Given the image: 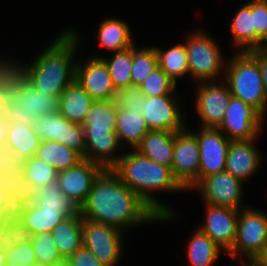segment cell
Returning <instances> with one entry per match:
<instances>
[{
	"label": "cell",
	"mask_w": 267,
	"mask_h": 266,
	"mask_svg": "<svg viewBox=\"0 0 267 266\" xmlns=\"http://www.w3.org/2000/svg\"><path fill=\"white\" fill-rule=\"evenodd\" d=\"M80 214L83 219L108 224L123 232L128 227L160 221V216L111 169H104L94 180Z\"/></svg>",
	"instance_id": "obj_1"
},
{
	"label": "cell",
	"mask_w": 267,
	"mask_h": 266,
	"mask_svg": "<svg viewBox=\"0 0 267 266\" xmlns=\"http://www.w3.org/2000/svg\"><path fill=\"white\" fill-rule=\"evenodd\" d=\"M111 170L160 216V222H166L175 217L171 207L159 202L152 194L154 191L185 190L174 178L171 167L161 165L131 150L123 153Z\"/></svg>",
	"instance_id": "obj_2"
},
{
	"label": "cell",
	"mask_w": 267,
	"mask_h": 266,
	"mask_svg": "<svg viewBox=\"0 0 267 266\" xmlns=\"http://www.w3.org/2000/svg\"><path fill=\"white\" fill-rule=\"evenodd\" d=\"M78 35L72 27L66 29L38 56L36 55L29 65H25V79L35 89L46 95L60 96L75 80L74 57L81 40Z\"/></svg>",
	"instance_id": "obj_3"
},
{
	"label": "cell",
	"mask_w": 267,
	"mask_h": 266,
	"mask_svg": "<svg viewBox=\"0 0 267 266\" xmlns=\"http://www.w3.org/2000/svg\"><path fill=\"white\" fill-rule=\"evenodd\" d=\"M118 108L113 100L94 101L82 124L84 129L86 160L112 169L119 161L121 147L116 133Z\"/></svg>",
	"instance_id": "obj_4"
},
{
	"label": "cell",
	"mask_w": 267,
	"mask_h": 266,
	"mask_svg": "<svg viewBox=\"0 0 267 266\" xmlns=\"http://www.w3.org/2000/svg\"><path fill=\"white\" fill-rule=\"evenodd\" d=\"M226 62L224 81L232 96L255 108L264 118L267 112V94L256 59L248 52L234 53Z\"/></svg>",
	"instance_id": "obj_5"
},
{
	"label": "cell",
	"mask_w": 267,
	"mask_h": 266,
	"mask_svg": "<svg viewBox=\"0 0 267 266\" xmlns=\"http://www.w3.org/2000/svg\"><path fill=\"white\" fill-rule=\"evenodd\" d=\"M59 96L45 94L24 79L13 94H7L1 116L7 123L34 125V120L58 111Z\"/></svg>",
	"instance_id": "obj_6"
},
{
	"label": "cell",
	"mask_w": 267,
	"mask_h": 266,
	"mask_svg": "<svg viewBox=\"0 0 267 266\" xmlns=\"http://www.w3.org/2000/svg\"><path fill=\"white\" fill-rule=\"evenodd\" d=\"M187 50L189 75L196 82L216 81V77L225 71L226 61L223 60L218 44L204 31H194L184 42Z\"/></svg>",
	"instance_id": "obj_7"
},
{
	"label": "cell",
	"mask_w": 267,
	"mask_h": 266,
	"mask_svg": "<svg viewBox=\"0 0 267 266\" xmlns=\"http://www.w3.org/2000/svg\"><path fill=\"white\" fill-rule=\"evenodd\" d=\"M267 245V214L260 209L239 210L236 238L227 253L233 259L239 255L254 260Z\"/></svg>",
	"instance_id": "obj_8"
},
{
	"label": "cell",
	"mask_w": 267,
	"mask_h": 266,
	"mask_svg": "<svg viewBox=\"0 0 267 266\" xmlns=\"http://www.w3.org/2000/svg\"><path fill=\"white\" fill-rule=\"evenodd\" d=\"M122 233L116 227L82 218L83 247L106 266H117L121 259Z\"/></svg>",
	"instance_id": "obj_9"
},
{
	"label": "cell",
	"mask_w": 267,
	"mask_h": 266,
	"mask_svg": "<svg viewBox=\"0 0 267 266\" xmlns=\"http://www.w3.org/2000/svg\"><path fill=\"white\" fill-rule=\"evenodd\" d=\"M200 150L196 135L187 128L174 134L171 170L174 178L185 190L199 184Z\"/></svg>",
	"instance_id": "obj_10"
},
{
	"label": "cell",
	"mask_w": 267,
	"mask_h": 266,
	"mask_svg": "<svg viewBox=\"0 0 267 266\" xmlns=\"http://www.w3.org/2000/svg\"><path fill=\"white\" fill-rule=\"evenodd\" d=\"M264 119L251 105L231 96L224 119L217 129L230 141L257 139Z\"/></svg>",
	"instance_id": "obj_11"
},
{
	"label": "cell",
	"mask_w": 267,
	"mask_h": 266,
	"mask_svg": "<svg viewBox=\"0 0 267 266\" xmlns=\"http://www.w3.org/2000/svg\"><path fill=\"white\" fill-rule=\"evenodd\" d=\"M34 132L40 141L60 142L85 156L84 129L82 124L68 121L59 111L45 114L34 120Z\"/></svg>",
	"instance_id": "obj_12"
},
{
	"label": "cell",
	"mask_w": 267,
	"mask_h": 266,
	"mask_svg": "<svg viewBox=\"0 0 267 266\" xmlns=\"http://www.w3.org/2000/svg\"><path fill=\"white\" fill-rule=\"evenodd\" d=\"M218 81L200 82L195 99V110L202 128H218L232 96L227 83Z\"/></svg>",
	"instance_id": "obj_13"
},
{
	"label": "cell",
	"mask_w": 267,
	"mask_h": 266,
	"mask_svg": "<svg viewBox=\"0 0 267 266\" xmlns=\"http://www.w3.org/2000/svg\"><path fill=\"white\" fill-rule=\"evenodd\" d=\"M244 183L227 171L204 178L193 191H198L205 204L240 210Z\"/></svg>",
	"instance_id": "obj_14"
},
{
	"label": "cell",
	"mask_w": 267,
	"mask_h": 266,
	"mask_svg": "<svg viewBox=\"0 0 267 266\" xmlns=\"http://www.w3.org/2000/svg\"><path fill=\"white\" fill-rule=\"evenodd\" d=\"M178 94L145 97L141 114L149 130L179 132L186 128L182 109L179 108Z\"/></svg>",
	"instance_id": "obj_15"
},
{
	"label": "cell",
	"mask_w": 267,
	"mask_h": 266,
	"mask_svg": "<svg viewBox=\"0 0 267 266\" xmlns=\"http://www.w3.org/2000/svg\"><path fill=\"white\" fill-rule=\"evenodd\" d=\"M200 150L199 183L206 177L216 175L226 169L230 140L217 128H200L194 132Z\"/></svg>",
	"instance_id": "obj_16"
},
{
	"label": "cell",
	"mask_w": 267,
	"mask_h": 266,
	"mask_svg": "<svg viewBox=\"0 0 267 266\" xmlns=\"http://www.w3.org/2000/svg\"><path fill=\"white\" fill-rule=\"evenodd\" d=\"M103 170L100 165L83 158L75 166L58 171L57 180L62 193L80 208Z\"/></svg>",
	"instance_id": "obj_17"
},
{
	"label": "cell",
	"mask_w": 267,
	"mask_h": 266,
	"mask_svg": "<svg viewBox=\"0 0 267 266\" xmlns=\"http://www.w3.org/2000/svg\"><path fill=\"white\" fill-rule=\"evenodd\" d=\"M75 80L94 101L113 100L117 91L101 58L91 57L85 64L76 62Z\"/></svg>",
	"instance_id": "obj_18"
},
{
	"label": "cell",
	"mask_w": 267,
	"mask_h": 266,
	"mask_svg": "<svg viewBox=\"0 0 267 266\" xmlns=\"http://www.w3.org/2000/svg\"><path fill=\"white\" fill-rule=\"evenodd\" d=\"M205 206V223L199 229L206 233L226 254L235 242L239 210L209 204Z\"/></svg>",
	"instance_id": "obj_19"
},
{
	"label": "cell",
	"mask_w": 267,
	"mask_h": 266,
	"mask_svg": "<svg viewBox=\"0 0 267 266\" xmlns=\"http://www.w3.org/2000/svg\"><path fill=\"white\" fill-rule=\"evenodd\" d=\"M255 141L256 139L230 141L225 171L243 183L254 175L262 161Z\"/></svg>",
	"instance_id": "obj_20"
},
{
	"label": "cell",
	"mask_w": 267,
	"mask_h": 266,
	"mask_svg": "<svg viewBox=\"0 0 267 266\" xmlns=\"http://www.w3.org/2000/svg\"><path fill=\"white\" fill-rule=\"evenodd\" d=\"M174 132L149 130L135 148L140 155L161 165L171 167L174 149Z\"/></svg>",
	"instance_id": "obj_21"
},
{
	"label": "cell",
	"mask_w": 267,
	"mask_h": 266,
	"mask_svg": "<svg viewBox=\"0 0 267 266\" xmlns=\"http://www.w3.org/2000/svg\"><path fill=\"white\" fill-rule=\"evenodd\" d=\"M231 33L239 52L259 49L263 39L253 27L252 0L240 7L231 21Z\"/></svg>",
	"instance_id": "obj_22"
},
{
	"label": "cell",
	"mask_w": 267,
	"mask_h": 266,
	"mask_svg": "<svg viewBox=\"0 0 267 266\" xmlns=\"http://www.w3.org/2000/svg\"><path fill=\"white\" fill-rule=\"evenodd\" d=\"M94 100L74 80L59 96V113L70 122L83 124Z\"/></svg>",
	"instance_id": "obj_23"
},
{
	"label": "cell",
	"mask_w": 267,
	"mask_h": 266,
	"mask_svg": "<svg viewBox=\"0 0 267 266\" xmlns=\"http://www.w3.org/2000/svg\"><path fill=\"white\" fill-rule=\"evenodd\" d=\"M15 215L33 235L52 232L59 223L67 218L60 210H43L34 203L18 207Z\"/></svg>",
	"instance_id": "obj_24"
},
{
	"label": "cell",
	"mask_w": 267,
	"mask_h": 266,
	"mask_svg": "<svg viewBox=\"0 0 267 266\" xmlns=\"http://www.w3.org/2000/svg\"><path fill=\"white\" fill-rule=\"evenodd\" d=\"M51 233L58 252L67 260L83 246L81 214L66 218Z\"/></svg>",
	"instance_id": "obj_25"
},
{
	"label": "cell",
	"mask_w": 267,
	"mask_h": 266,
	"mask_svg": "<svg viewBox=\"0 0 267 266\" xmlns=\"http://www.w3.org/2000/svg\"><path fill=\"white\" fill-rule=\"evenodd\" d=\"M149 131L143 115L132 109H118L116 117V133L119 142H125L131 150L141 143Z\"/></svg>",
	"instance_id": "obj_26"
},
{
	"label": "cell",
	"mask_w": 267,
	"mask_h": 266,
	"mask_svg": "<svg viewBox=\"0 0 267 266\" xmlns=\"http://www.w3.org/2000/svg\"><path fill=\"white\" fill-rule=\"evenodd\" d=\"M97 39L100 45L110 52L122 51L135 45L129 25L122 19L114 17L101 22Z\"/></svg>",
	"instance_id": "obj_27"
},
{
	"label": "cell",
	"mask_w": 267,
	"mask_h": 266,
	"mask_svg": "<svg viewBox=\"0 0 267 266\" xmlns=\"http://www.w3.org/2000/svg\"><path fill=\"white\" fill-rule=\"evenodd\" d=\"M33 203L43 210H60L67 218L80 213V208L76 203L62 193L57 179L34 190Z\"/></svg>",
	"instance_id": "obj_28"
},
{
	"label": "cell",
	"mask_w": 267,
	"mask_h": 266,
	"mask_svg": "<svg viewBox=\"0 0 267 266\" xmlns=\"http://www.w3.org/2000/svg\"><path fill=\"white\" fill-rule=\"evenodd\" d=\"M8 126L6 149L24 160L34 157L41 142L34 132V127L16 122L8 123Z\"/></svg>",
	"instance_id": "obj_29"
},
{
	"label": "cell",
	"mask_w": 267,
	"mask_h": 266,
	"mask_svg": "<svg viewBox=\"0 0 267 266\" xmlns=\"http://www.w3.org/2000/svg\"><path fill=\"white\" fill-rule=\"evenodd\" d=\"M35 156L57 171L71 168L83 159L75 150L51 140L41 141Z\"/></svg>",
	"instance_id": "obj_30"
},
{
	"label": "cell",
	"mask_w": 267,
	"mask_h": 266,
	"mask_svg": "<svg viewBox=\"0 0 267 266\" xmlns=\"http://www.w3.org/2000/svg\"><path fill=\"white\" fill-rule=\"evenodd\" d=\"M223 251L206 233L199 228L191 236L187 256L191 266H213Z\"/></svg>",
	"instance_id": "obj_31"
},
{
	"label": "cell",
	"mask_w": 267,
	"mask_h": 266,
	"mask_svg": "<svg viewBox=\"0 0 267 266\" xmlns=\"http://www.w3.org/2000/svg\"><path fill=\"white\" fill-rule=\"evenodd\" d=\"M158 66L177 85V79L189 75L187 50L184 43H178L168 50L155 47Z\"/></svg>",
	"instance_id": "obj_32"
},
{
	"label": "cell",
	"mask_w": 267,
	"mask_h": 266,
	"mask_svg": "<svg viewBox=\"0 0 267 266\" xmlns=\"http://www.w3.org/2000/svg\"><path fill=\"white\" fill-rule=\"evenodd\" d=\"M0 186L4 189L8 203L14 210L34 201V189L25 182L24 174H0Z\"/></svg>",
	"instance_id": "obj_33"
},
{
	"label": "cell",
	"mask_w": 267,
	"mask_h": 266,
	"mask_svg": "<svg viewBox=\"0 0 267 266\" xmlns=\"http://www.w3.org/2000/svg\"><path fill=\"white\" fill-rule=\"evenodd\" d=\"M114 56L109 59L104 56H93L95 58H101L109 70L110 77L116 90L128 88L132 86L131 83V68H132V46L122 50L114 52Z\"/></svg>",
	"instance_id": "obj_34"
},
{
	"label": "cell",
	"mask_w": 267,
	"mask_h": 266,
	"mask_svg": "<svg viewBox=\"0 0 267 266\" xmlns=\"http://www.w3.org/2000/svg\"><path fill=\"white\" fill-rule=\"evenodd\" d=\"M132 68L131 83L132 86H139L158 66V56L153 47L136 48L132 46Z\"/></svg>",
	"instance_id": "obj_35"
},
{
	"label": "cell",
	"mask_w": 267,
	"mask_h": 266,
	"mask_svg": "<svg viewBox=\"0 0 267 266\" xmlns=\"http://www.w3.org/2000/svg\"><path fill=\"white\" fill-rule=\"evenodd\" d=\"M24 176L25 182H28L36 190L57 179L58 171L42 159L34 156L25 160Z\"/></svg>",
	"instance_id": "obj_36"
},
{
	"label": "cell",
	"mask_w": 267,
	"mask_h": 266,
	"mask_svg": "<svg viewBox=\"0 0 267 266\" xmlns=\"http://www.w3.org/2000/svg\"><path fill=\"white\" fill-rule=\"evenodd\" d=\"M31 242L37 262L49 266H59L65 263V260L58 252L51 232L33 235Z\"/></svg>",
	"instance_id": "obj_37"
},
{
	"label": "cell",
	"mask_w": 267,
	"mask_h": 266,
	"mask_svg": "<svg viewBox=\"0 0 267 266\" xmlns=\"http://www.w3.org/2000/svg\"><path fill=\"white\" fill-rule=\"evenodd\" d=\"M145 97H157L167 94H176L177 85L167 76V74L157 67L139 85Z\"/></svg>",
	"instance_id": "obj_38"
},
{
	"label": "cell",
	"mask_w": 267,
	"mask_h": 266,
	"mask_svg": "<svg viewBox=\"0 0 267 266\" xmlns=\"http://www.w3.org/2000/svg\"><path fill=\"white\" fill-rule=\"evenodd\" d=\"M25 79V65L0 60V90L5 94H13Z\"/></svg>",
	"instance_id": "obj_39"
},
{
	"label": "cell",
	"mask_w": 267,
	"mask_h": 266,
	"mask_svg": "<svg viewBox=\"0 0 267 266\" xmlns=\"http://www.w3.org/2000/svg\"><path fill=\"white\" fill-rule=\"evenodd\" d=\"M113 101L118 109H132L141 113L144 94L139 86H129L128 88L117 90Z\"/></svg>",
	"instance_id": "obj_40"
},
{
	"label": "cell",
	"mask_w": 267,
	"mask_h": 266,
	"mask_svg": "<svg viewBox=\"0 0 267 266\" xmlns=\"http://www.w3.org/2000/svg\"><path fill=\"white\" fill-rule=\"evenodd\" d=\"M6 266H30L36 263L32 242L15 245L5 251Z\"/></svg>",
	"instance_id": "obj_41"
},
{
	"label": "cell",
	"mask_w": 267,
	"mask_h": 266,
	"mask_svg": "<svg viewBox=\"0 0 267 266\" xmlns=\"http://www.w3.org/2000/svg\"><path fill=\"white\" fill-rule=\"evenodd\" d=\"M24 162L19 155L6 149L0 158V174H24Z\"/></svg>",
	"instance_id": "obj_42"
},
{
	"label": "cell",
	"mask_w": 267,
	"mask_h": 266,
	"mask_svg": "<svg viewBox=\"0 0 267 266\" xmlns=\"http://www.w3.org/2000/svg\"><path fill=\"white\" fill-rule=\"evenodd\" d=\"M253 27L264 39L267 36V3L252 0Z\"/></svg>",
	"instance_id": "obj_43"
},
{
	"label": "cell",
	"mask_w": 267,
	"mask_h": 266,
	"mask_svg": "<svg viewBox=\"0 0 267 266\" xmlns=\"http://www.w3.org/2000/svg\"><path fill=\"white\" fill-rule=\"evenodd\" d=\"M65 263L68 266H106L83 246L65 260Z\"/></svg>",
	"instance_id": "obj_44"
},
{
	"label": "cell",
	"mask_w": 267,
	"mask_h": 266,
	"mask_svg": "<svg viewBox=\"0 0 267 266\" xmlns=\"http://www.w3.org/2000/svg\"><path fill=\"white\" fill-rule=\"evenodd\" d=\"M13 236V216L0 220V249L8 250L15 246L11 237Z\"/></svg>",
	"instance_id": "obj_45"
},
{
	"label": "cell",
	"mask_w": 267,
	"mask_h": 266,
	"mask_svg": "<svg viewBox=\"0 0 267 266\" xmlns=\"http://www.w3.org/2000/svg\"><path fill=\"white\" fill-rule=\"evenodd\" d=\"M33 234L29 228L13 215V236L11 240L15 245L31 242Z\"/></svg>",
	"instance_id": "obj_46"
},
{
	"label": "cell",
	"mask_w": 267,
	"mask_h": 266,
	"mask_svg": "<svg viewBox=\"0 0 267 266\" xmlns=\"http://www.w3.org/2000/svg\"><path fill=\"white\" fill-rule=\"evenodd\" d=\"M248 52L256 59L258 63L264 89L267 94V51H263L260 49H253Z\"/></svg>",
	"instance_id": "obj_47"
},
{
	"label": "cell",
	"mask_w": 267,
	"mask_h": 266,
	"mask_svg": "<svg viewBox=\"0 0 267 266\" xmlns=\"http://www.w3.org/2000/svg\"><path fill=\"white\" fill-rule=\"evenodd\" d=\"M15 215V210L8 203L4 189L0 186V220L7 219Z\"/></svg>",
	"instance_id": "obj_48"
},
{
	"label": "cell",
	"mask_w": 267,
	"mask_h": 266,
	"mask_svg": "<svg viewBox=\"0 0 267 266\" xmlns=\"http://www.w3.org/2000/svg\"><path fill=\"white\" fill-rule=\"evenodd\" d=\"M8 123L2 118L0 113V143L5 144L8 135Z\"/></svg>",
	"instance_id": "obj_49"
},
{
	"label": "cell",
	"mask_w": 267,
	"mask_h": 266,
	"mask_svg": "<svg viewBox=\"0 0 267 266\" xmlns=\"http://www.w3.org/2000/svg\"><path fill=\"white\" fill-rule=\"evenodd\" d=\"M253 261L258 266H267V245Z\"/></svg>",
	"instance_id": "obj_50"
},
{
	"label": "cell",
	"mask_w": 267,
	"mask_h": 266,
	"mask_svg": "<svg viewBox=\"0 0 267 266\" xmlns=\"http://www.w3.org/2000/svg\"><path fill=\"white\" fill-rule=\"evenodd\" d=\"M0 266H6L5 250L0 249Z\"/></svg>",
	"instance_id": "obj_51"
},
{
	"label": "cell",
	"mask_w": 267,
	"mask_h": 266,
	"mask_svg": "<svg viewBox=\"0 0 267 266\" xmlns=\"http://www.w3.org/2000/svg\"><path fill=\"white\" fill-rule=\"evenodd\" d=\"M5 98H6V95L0 90V111H1L3 104L5 103Z\"/></svg>",
	"instance_id": "obj_52"
},
{
	"label": "cell",
	"mask_w": 267,
	"mask_h": 266,
	"mask_svg": "<svg viewBox=\"0 0 267 266\" xmlns=\"http://www.w3.org/2000/svg\"><path fill=\"white\" fill-rule=\"evenodd\" d=\"M260 50L267 51V36L263 39L262 45L259 47Z\"/></svg>",
	"instance_id": "obj_53"
},
{
	"label": "cell",
	"mask_w": 267,
	"mask_h": 266,
	"mask_svg": "<svg viewBox=\"0 0 267 266\" xmlns=\"http://www.w3.org/2000/svg\"><path fill=\"white\" fill-rule=\"evenodd\" d=\"M240 266H258L253 260H248V263H242Z\"/></svg>",
	"instance_id": "obj_54"
},
{
	"label": "cell",
	"mask_w": 267,
	"mask_h": 266,
	"mask_svg": "<svg viewBox=\"0 0 267 266\" xmlns=\"http://www.w3.org/2000/svg\"><path fill=\"white\" fill-rule=\"evenodd\" d=\"M5 150H6L5 144L0 143V158H1L2 153H3Z\"/></svg>",
	"instance_id": "obj_55"
},
{
	"label": "cell",
	"mask_w": 267,
	"mask_h": 266,
	"mask_svg": "<svg viewBox=\"0 0 267 266\" xmlns=\"http://www.w3.org/2000/svg\"><path fill=\"white\" fill-rule=\"evenodd\" d=\"M30 266H49V265H46V264H43L40 262H36V263L31 264Z\"/></svg>",
	"instance_id": "obj_56"
},
{
	"label": "cell",
	"mask_w": 267,
	"mask_h": 266,
	"mask_svg": "<svg viewBox=\"0 0 267 266\" xmlns=\"http://www.w3.org/2000/svg\"><path fill=\"white\" fill-rule=\"evenodd\" d=\"M255 1L262 2V3H267V0H255Z\"/></svg>",
	"instance_id": "obj_57"
},
{
	"label": "cell",
	"mask_w": 267,
	"mask_h": 266,
	"mask_svg": "<svg viewBox=\"0 0 267 266\" xmlns=\"http://www.w3.org/2000/svg\"><path fill=\"white\" fill-rule=\"evenodd\" d=\"M59 266H68L66 263H64V264H61V265H59Z\"/></svg>",
	"instance_id": "obj_58"
}]
</instances>
